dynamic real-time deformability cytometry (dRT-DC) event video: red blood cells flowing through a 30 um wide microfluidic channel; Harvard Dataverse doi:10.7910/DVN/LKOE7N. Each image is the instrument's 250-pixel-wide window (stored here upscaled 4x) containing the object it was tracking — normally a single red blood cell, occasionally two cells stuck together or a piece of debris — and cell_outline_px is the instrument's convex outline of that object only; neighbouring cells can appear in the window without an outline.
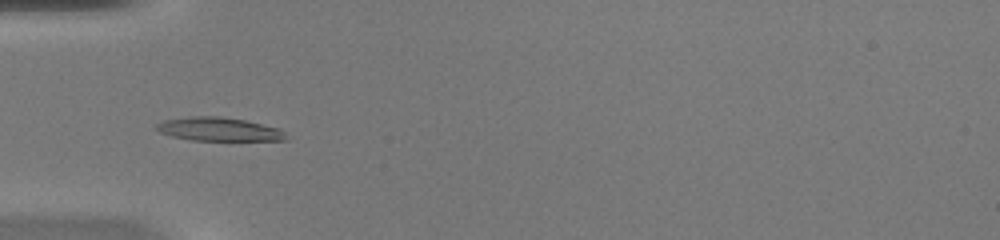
{"species": "common noctule bat (a hibernating species)", "species_latin": "Nyctalus noctula", "temperature_condition": "warm", "stored_images_in_passage": 36, "camera_frame_rate_fps": 3000, "um_per_image_px": 0.085, "animal": {"sex": "female", "body_mass_g": 20.0, "forearm_length_mm": 54.0}, "frame": {"image": 1, "passage_image": 3, "time_ms": 0.667, "image_size_px": [1000, 240], "cell_outline_px": [[288, 140], [192, 140], [172, 136], [160, 132], [156, 128], [156, 124], [164, 120], [192, 116], [220, 116], [244, 120], [280, 128], [284, 132]], "centroid_in_image_um": [18.61, 10.98], "position_along_channel_um": 66.4, "area_um2": 17.63}}
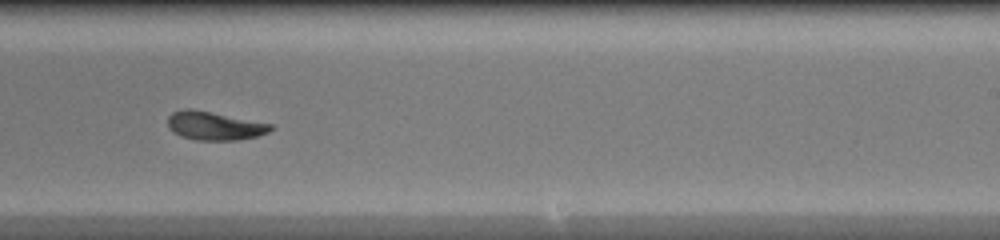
{"frame": {"image": 2, "passage_image": 18, "time_ms": 5.667, "image_size_px": [1000, 240], "cell_outline_px": [[272, 128], [268, 132], [256, 136], [236, 140], [196, 140], [180, 136], [172, 132], [168, 128], [168, 116], [172, 112], [184, 108], [188, 108], [272, 124]], "centroid_in_image_um": [18.16, 10.7], "position_along_channel_um": 270.8, "area_um2": 16.88}}
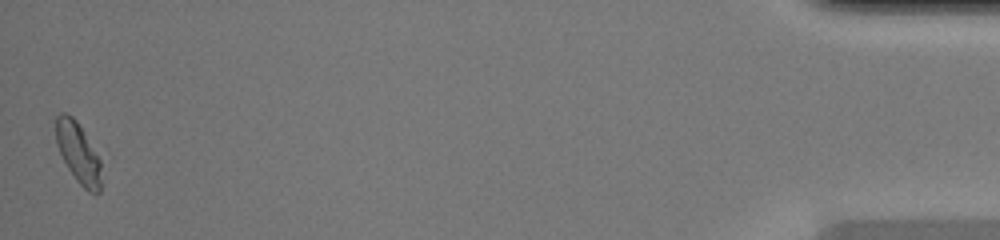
{"frame": {"image": 3, "passage_image": 36, "time_ms": 11.667, "image_size_px": [1000, 240], "cell_outline_px": [[100, 192], [88, 192], [76, 180], [68, 168], [56, 144], [56, 116], [60, 112], [64, 112], [72, 116], [76, 120], [84, 132], [100, 160]], "centroid_in_image_um": [6.63, 12.97], "position_along_channel_um": 428.6, "area_um2": 15.66}, "authors_computed_cell_mechanics": {"area_um2": 17.1088, "velocity_mm_per_s": 4.1285, "shape_relaxation_time_tau1_ms": 5.5808, "shape_relaxation_time_tau2_ms": 5.2253, "deformation_change_tau1": 0.2002, "deformation_change_tau2": 0.1096}}